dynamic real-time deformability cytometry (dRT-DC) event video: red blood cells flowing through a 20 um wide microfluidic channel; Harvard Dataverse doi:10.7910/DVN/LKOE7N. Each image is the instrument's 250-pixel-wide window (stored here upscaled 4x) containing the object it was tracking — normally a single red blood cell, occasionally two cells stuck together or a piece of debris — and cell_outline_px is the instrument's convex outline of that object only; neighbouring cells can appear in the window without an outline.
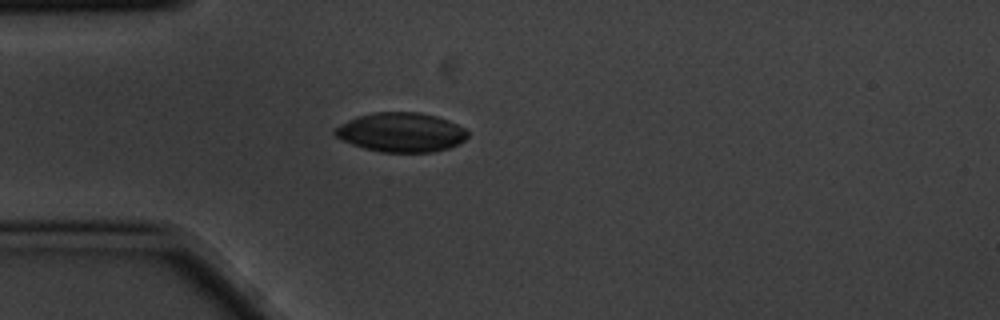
{"species": "common noctule bat (a hibernating species)", "species_latin": "Nyctalus noctula", "temperature_condition": "cold", "stored_images_in_passage": 2, "camera_frame_rate_fps": 3000, "um_per_image_px": 0.085, "animal": {"sex": "male", "body_mass_g": 20.1, "forearm_length_mm": 53.5}, "frame": {"image": 1, "passage_image": 1, "time_ms": 0.0, "image_size_px": [1000, 320], "cell_outline_px": [[468, 136], [460, 144], [448, 148], [432, 152], [380, 152], [364, 148], [352, 144], [336, 136], [332, 132], [336, 128], [348, 120], [372, 112], [420, 112], [436, 116], [448, 120], [464, 128], [468, 132]], "centroid_in_image_um": [34.12, 11.25], "position_along_channel_um": 50.9, "area_um2": 30.29}}